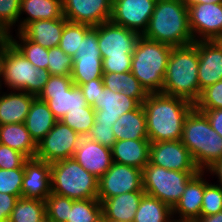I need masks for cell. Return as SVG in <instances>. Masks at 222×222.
I'll list each match as a JSON object with an SVG mask.
<instances>
[{
    "mask_svg": "<svg viewBox=\"0 0 222 222\" xmlns=\"http://www.w3.org/2000/svg\"><path fill=\"white\" fill-rule=\"evenodd\" d=\"M142 106L150 142L181 140L184 120L194 108L190 101L162 92L148 94Z\"/></svg>",
    "mask_w": 222,
    "mask_h": 222,
    "instance_id": "obj_1",
    "label": "cell"
},
{
    "mask_svg": "<svg viewBox=\"0 0 222 222\" xmlns=\"http://www.w3.org/2000/svg\"><path fill=\"white\" fill-rule=\"evenodd\" d=\"M142 36L172 47L193 44L188 7L182 0H157Z\"/></svg>",
    "mask_w": 222,
    "mask_h": 222,
    "instance_id": "obj_2",
    "label": "cell"
},
{
    "mask_svg": "<svg viewBox=\"0 0 222 222\" xmlns=\"http://www.w3.org/2000/svg\"><path fill=\"white\" fill-rule=\"evenodd\" d=\"M198 66L197 41L187 46L173 47L168 59L162 93L184 98L194 104L201 94Z\"/></svg>",
    "mask_w": 222,
    "mask_h": 222,
    "instance_id": "obj_3",
    "label": "cell"
},
{
    "mask_svg": "<svg viewBox=\"0 0 222 222\" xmlns=\"http://www.w3.org/2000/svg\"><path fill=\"white\" fill-rule=\"evenodd\" d=\"M172 48L140 36L132 53L131 73L148 94L162 92Z\"/></svg>",
    "mask_w": 222,
    "mask_h": 222,
    "instance_id": "obj_4",
    "label": "cell"
},
{
    "mask_svg": "<svg viewBox=\"0 0 222 222\" xmlns=\"http://www.w3.org/2000/svg\"><path fill=\"white\" fill-rule=\"evenodd\" d=\"M141 34L111 21L98 25V45L103 73L131 71L132 53Z\"/></svg>",
    "mask_w": 222,
    "mask_h": 222,
    "instance_id": "obj_5",
    "label": "cell"
},
{
    "mask_svg": "<svg viewBox=\"0 0 222 222\" xmlns=\"http://www.w3.org/2000/svg\"><path fill=\"white\" fill-rule=\"evenodd\" d=\"M181 141L202 171L222 158V137L212 129L207 117L195 108L184 120Z\"/></svg>",
    "mask_w": 222,
    "mask_h": 222,
    "instance_id": "obj_6",
    "label": "cell"
},
{
    "mask_svg": "<svg viewBox=\"0 0 222 222\" xmlns=\"http://www.w3.org/2000/svg\"><path fill=\"white\" fill-rule=\"evenodd\" d=\"M99 179L73 157L51 164V192L73 200L97 199Z\"/></svg>",
    "mask_w": 222,
    "mask_h": 222,
    "instance_id": "obj_7",
    "label": "cell"
},
{
    "mask_svg": "<svg viewBox=\"0 0 222 222\" xmlns=\"http://www.w3.org/2000/svg\"><path fill=\"white\" fill-rule=\"evenodd\" d=\"M50 77L49 71L35 67L9 40L6 43L1 89L24 91L38 96Z\"/></svg>",
    "mask_w": 222,
    "mask_h": 222,
    "instance_id": "obj_8",
    "label": "cell"
},
{
    "mask_svg": "<svg viewBox=\"0 0 222 222\" xmlns=\"http://www.w3.org/2000/svg\"><path fill=\"white\" fill-rule=\"evenodd\" d=\"M198 172L168 170L149 162L142 170L143 190L173 208L188 181Z\"/></svg>",
    "mask_w": 222,
    "mask_h": 222,
    "instance_id": "obj_9",
    "label": "cell"
},
{
    "mask_svg": "<svg viewBox=\"0 0 222 222\" xmlns=\"http://www.w3.org/2000/svg\"><path fill=\"white\" fill-rule=\"evenodd\" d=\"M37 98L48 104L58 121L71 110L83 109L88 105L82 89L73 84L71 76L50 75Z\"/></svg>",
    "mask_w": 222,
    "mask_h": 222,
    "instance_id": "obj_10",
    "label": "cell"
},
{
    "mask_svg": "<svg viewBox=\"0 0 222 222\" xmlns=\"http://www.w3.org/2000/svg\"><path fill=\"white\" fill-rule=\"evenodd\" d=\"M81 135L57 121L51 131L37 144L35 157L49 164L72 158Z\"/></svg>",
    "mask_w": 222,
    "mask_h": 222,
    "instance_id": "obj_11",
    "label": "cell"
},
{
    "mask_svg": "<svg viewBox=\"0 0 222 222\" xmlns=\"http://www.w3.org/2000/svg\"><path fill=\"white\" fill-rule=\"evenodd\" d=\"M133 191H144L142 170L113 162L99 178L97 199L102 203L107 198Z\"/></svg>",
    "mask_w": 222,
    "mask_h": 222,
    "instance_id": "obj_12",
    "label": "cell"
},
{
    "mask_svg": "<svg viewBox=\"0 0 222 222\" xmlns=\"http://www.w3.org/2000/svg\"><path fill=\"white\" fill-rule=\"evenodd\" d=\"M189 26L194 41H212L222 37V2L188 7Z\"/></svg>",
    "mask_w": 222,
    "mask_h": 222,
    "instance_id": "obj_13",
    "label": "cell"
},
{
    "mask_svg": "<svg viewBox=\"0 0 222 222\" xmlns=\"http://www.w3.org/2000/svg\"><path fill=\"white\" fill-rule=\"evenodd\" d=\"M157 0H118L112 4L110 21L126 29L143 34Z\"/></svg>",
    "mask_w": 222,
    "mask_h": 222,
    "instance_id": "obj_14",
    "label": "cell"
},
{
    "mask_svg": "<svg viewBox=\"0 0 222 222\" xmlns=\"http://www.w3.org/2000/svg\"><path fill=\"white\" fill-rule=\"evenodd\" d=\"M150 163L168 170L200 171L181 140L150 142Z\"/></svg>",
    "mask_w": 222,
    "mask_h": 222,
    "instance_id": "obj_15",
    "label": "cell"
},
{
    "mask_svg": "<svg viewBox=\"0 0 222 222\" xmlns=\"http://www.w3.org/2000/svg\"><path fill=\"white\" fill-rule=\"evenodd\" d=\"M63 16L71 22L97 26L110 21V0H62Z\"/></svg>",
    "mask_w": 222,
    "mask_h": 222,
    "instance_id": "obj_16",
    "label": "cell"
},
{
    "mask_svg": "<svg viewBox=\"0 0 222 222\" xmlns=\"http://www.w3.org/2000/svg\"><path fill=\"white\" fill-rule=\"evenodd\" d=\"M22 198L45 201L51 192V164L28 158L24 163Z\"/></svg>",
    "mask_w": 222,
    "mask_h": 222,
    "instance_id": "obj_17",
    "label": "cell"
},
{
    "mask_svg": "<svg viewBox=\"0 0 222 222\" xmlns=\"http://www.w3.org/2000/svg\"><path fill=\"white\" fill-rule=\"evenodd\" d=\"M140 105L141 103L135 98L105 88L92 106L95 110V123L113 125L120 116L136 110Z\"/></svg>",
    "mask_w": 222,
    "mask_h": 222,
    "instance_id": "obj_18",
    "label": "cell"
},
{
    "mask_svg": "<svg viewBox=\"0 0 222 222\" xmlns=\"http://www.w3.org/2000/svg\"><path fill=\"white\" fill-rule=\"evenodd\" d=\"M207 177V172L200 170L188 181L180 200L172 208L173 218L188 221L200 218L204 188L209 181Z\"/></svg>",
    "mask_w": 222,
    "mask_h": 222,
    "instance_id": "obj_19",
    "label": "cell"
},
{
    "mask_svg": "<svg viewBox=\"0 0 222 222\" xmlns=\"http://www.w3.org/2000/svg\"><path fill=\"white\" fill-rule=\"evenodd\" d=\"M73 158L98 179L105 174L113 163L111 148L103 146L86 136L81 137Z\"/></svg>",
    "mask_w": 222,
    "mask_h": 222,
    "instance_id": "obj_20",
    "label": "cell"
},
{
    "mask_svg": "<svg viewBox=\"0 0 222 222\" xmlns=\"http://www.w3.org/2000/svg\"><path fill=\"white\" fill-rule=\"evenodd\" d=\"M200 91L222 80V45L217 40L197 41Z\"/></svg>",
    "mask_w": 222,
    "mask_h": 222,
    "instance_id": "obj_21",
    "label": "cell"
},
{
    "mask_svg": "<svg viewBox=\"0 0 222 222\" xmlns=\"http://www.w3.org/2000/svg\"><path fill=\"white\" fill-rule=\"evenodd\" d=\"M35 98L24 91L7 89L2 92L0 88V125L25 123Z\"/></svg>",
    "mask_w": 222,
    "mask_h": 222,
    "instance_id": "obj_22",
    "label": "cell"
},
{
    "mask_svg": "<svg viewBox=\"0 0 222 222\" xmlns=\"http://www.w3.org/2000/svg\"><path fill=\"white\" fill-rule=\"evenodd\" d=\"M67 21L64 16L53 20H36L28 23L20 32L34 43L50 49L59 46Z\"/></svg>",
    "mask_w": 222,
    "mask_h": 222,
    "instance_id": "obj_23",
    "label": "cell"
},
{
    "mask_svg": "<svg viewBox=\"0 0 222 222\" xmlns=\"http://www.w3.org/2000/svg\"><path fill=\"white\" fill-rule=\"evenodd\" d=\"M144 191L126 192L107 198L102 204V220L133 222Z\"/></svg>",
    "mask_w": 222,
    "mask_h": 222,
    "instance_id": "obj_24",
    "label": "cell"
},
{
    "mask_svg": "<svg viewBox=\"0 0 222 222\" xmlns=\"http://www.w3.org/2000/svg\"><path fill=\"white\" fill-rule=\"evenodd\" d=\"M112 150L113 162L139 168L150 162V140H118Z\"/></svg>",
    "mask_w": 222,
    "mask_h": 222,
    "instance_id": "obj_25",
    "label": "cell"
},
{
    "mask_svg": "<svg viewBox=\"0 0 222 222\" xmlns=\"http://www.w3.org/2000/svg\"><path fill=\"white\" fill-rule=\"evenodd\" d=\"M62 16V0H21L18 32L32 21L53 20Z\"/></svg>",
    "mask_w": 222,
    "mask_h": 222,
    "instance_id": "obj_26",
    "label": "cell"
},
{
    "mask_svg": "<svg viewBox=\"0 0 222 222\" xmlns=\"http://www.w3.org/2000/svg\"><path fill=\"white\" fill-rule=\"evenodd\" d=\"M113 131L116 141L118 140H149L146 116L142 104L131 110L113 124Z\"/></svg>",
    "mask_w": 222,
    "mask_h": 222,
    "instance_id": "obj_27",
    "label": "cell"
},
{
    "mask_svg": "<svg viewBox=\"0 0 222 222\" xmlns=\"http://www.w3.org/2000/svg\"><path fill=\"white\" fill-rule=\"evenodd\" d=\"M57 121L48 104L36 97L31 104L25 125L31 138L38 144L51 131Z\"/></svg>",
    "mask_w": 222,
    "mask_h": 222,
    "instance_id": "obj_28",
    "label": "cell"
},
{
    "mask_svg": "<svg viewBox=\"0 0 222 222\" xmlns=\"http://www.w3.org/2000/svg\"><path fill=\"white\" fill-rule=\"evenodd\" d=\"M0 143L21 152L27 158H35L37 144L25 123L0 125Z\"/></svg>",
    "mask_w": 222,
    "mask_h": 222,
    "instance_id": "obj_29",
    "label": "cell"
},
{
    "mask_svg": "<svg viewBox=\"0 0 222 222\" xmlns=\"http://www.w3.org/2000/svg\"><path fill=\"white\" fill-rule=\"evenodd\" d=\"M102 80L105 88L135 98L141 104L148 96L146 90L131 71L124 73H103Z\"/></svg>",
    "mask_w": 222,
    "mask_h": 222,
    "instance_id": "obj_30",
    "label": "cell"
},
{
    "mask_svg": "<svg viewBox=\"0 0 222 222\" xmlns=\"http://www.w3.org/2000/svg\"><path fill=\"white\" fill-rule=\"evenodd\" d=\"M172 208L158 198L144 194L139 203L133 222H169Z\"/></svg>",
    "mask_w": 222,
    "mask_h": 222,
    "instance_id": "obj_31",
    "label": "cell"
},
{
    "mask_svg": "<svg viewBox=\"0 0 222 222\" xmlns=\"http://www.w3.org/2000/svg\"><path fill=\"white\" fill-rule=\"evenodd\" d=\"M10 34L11 43L28 59L35 67L48 71V48L42 47L27 39L21 32Z\"/></svg>",
    "mask_w": 222,
    "mask_h": 222,
    "instance_id": "obj_32",
    "label": "cell"
},
{
    "mask_svg": "<svg viewBox=\"0 0 222 222\" xmlns=\"http://www.w3.org/2000/svg\"><path fill=\"white\" fill-rule=\"evenodd\" d=\"M46 216L45 201L19 198L8 222H40Z\"/></svg>",
    "mask_w": 222,
    "mask_h": 222,
    "instance_id": "obj_33",
    "label": "cell"
},
{
    "mask_svg": "<svg viewBox=\"0 0 222 222\" xmlns=\"http://www.w3.org/2000/svg\"><path fill=\"white\" fill-rule=\"evenodd\" d=\"M102 204L98 199L74 200L67 222H102Z\"/></svg>",
    "mask_w": 222,
    "mask_h": 222,
    "instance_id": "obj_34",
    "label": "cell"
},
{
    "mask_svg": "<svg viewBox=\"0 0 222 222\" xmlns=\"http://www.w3.org/2000/svg\"><path fill=\"white\" fill-rule=\"evenodd\" d=\"M102 59L73 58L71 79L73 84L80 86L94 79H102Z\"/></svg>",
    "mask_w": 222,
    "mask_h": 222,
    "instance_id": "obj_35",
    "label": "cell"
},
{
    "mask_svg": "<svg viewBox=\"0 0 222 222\" xmlns=\"http://www.w3.org/2000/svg\"><path fill=\"white\" fill-rule=\"evenodd\" d=\"M91 27L87 24L67 21L64 25L59 47L67 55L74 57L78 47L81 45V41Z\"/></svg>",
    "mask_w": 222,
    "mask_h": 222,
    "instance_id": "obj_36",
    "label": "cell"
},
{
    "mask_svg": "<svg viewBox=\"0 0 222 222\" xmlns=\"http://www.w3.org/2000/svg\"><path fill=\"white\" fill-rule=\"evenodd\" d=\"M81 136H86L95 123V110L87 105L83 109L71 110L61 120Z\"/></svg>",
    "mask_w": 222,
    "mask_h": 222,
    "instance_id": "obj_37",
    "label": "cell"
},
{
    "mask_svg": "<svg viewBox=\"0 0 222 222\" xmlns=\"http://www.w3.org/2000/svg\"><path fill=\"white\" fill-rule=\"evenodd\" d=\"M73 199L51 193L45 200L46 216L54 222H67Z\"/></svg>",
    "mask_w": 222,
    "mask_h": 222,
    "instance_id": "obj_38",
    "label": "cell"
},
{
    "mask_svg": "<svg viewBox=\"0 0 222 222\" xmlns=\"http://www.w3.org/2000/svg\"><path fill=\"white\" fill-rule=\"evenodd\" d=\"M48 71L50 75L71 76L73 57L59 46L48 49Z\"/></svg>",
    "mask_w": 222,
    "mask_h": 222,
    "instance_id": "obj_39",
    "label": "cell"
},
{
    "mask_svg": "<svg viewBox=\"0 0 222 222\" xmlns=\"http://www.w3.org/2000/svg\"><path fill=\"white\" fill-rule=\"evenodd\" d=\"M24 168H0V192L21 198Z\"/></svg>",
    "mask_w": 222,
    "mask_h": 222,
    "instance_id": "obj_40",
    "label": "cell"
},
{
    "mask_svg": "<svg viewBox=\"0 0 222 222\" xmlns=\"http://www.w3.org/2000/svg\"><path fill=\"white\" fill-rule=\"evenodd\" d=\"M212 183L205 185L200 216L215 215L222 211V188Z\"/></svg>",
    "mask_w": 222,
    "mask_h": 222,
    "instance_id": "obj_41",
    "label": "cell"
},
{
    "mask_svg": "<svg viewBox=\"0 0 222 222\" xmlns=\"http://www.w3.org/2000/svg\"><path fill=\"white\" fill-rule=\"evenodd\" d=\"M196 110L222 109V80L203 89L194 103Z\"/></svg>",
    "mask_w": 222,
    "mask_h": 222,
    "instance_id": "obj_42",
    "label": "cell"
},
{
    "mask_svg": "<svg viewBox=\"0 0 222 222\" xmlns=\"http://www.w3.org/2000/svg\"><path fill=\"white\" fill-rule=\"evenodd\" d=\"M20 3L21 0H0V24L10 33L13 29L18 32Z\"/></svg>",
    "mask_w": 222,
    "mask_h": 222,
    "instance_id": "obj_43",
    "label": "cell"
},
{
    "mask_svg": "<svg viewBox=\"0 0 222 222\" xmlns=\"http://www.w3.org/2000/svg\"><path fill=\"white\" fill-rule=\"evenodd\" d=\"M73 58L102 59L98 45V25L87 31Z\"/></svg>",
    "mask_w": 222,
    "mask_h": 222,
    "instance_id": "obj_44",
    "label": "cell"
},
{
    "mask_svg": "<svg viewBox=\"0 0 222 222\" xmlns=\"http://www.w3.org/2000/svg\"><path fill=\"white\" fill-rule=\"evenodd\" d=\"M27 159L21 152L0 143L1 169L24 168V163Z\"/></svg>",
    "mask_w": 222,
    "mask_h": 222,
    "instance_id": "obj_45",
    "label": "cell"
},
{
    "mask_svg": "<svg viewBox=\"0 0 222 222\" xmlns=\"http://www.w3.org/2000/svg\"><path fill=\"white\" fill-rule=\"evenodd\" d=\"M86 137L109 148L116 142L113 125L94 123Z\"/></svg>",
    "mask_w": 222,
    "mask_h": 222,
    "instance_id": "obj_46",
    "label": "cell"
},
{
    "mask_svg": "<svg viewBox=\"0 0 222 222\" xmlns=\"http://www.w3.org/2000/svg\"><path fill=\"white\" fill-rule=\"evenodd\" d=\"M82 89L83 95L88 105L93 106L95 100H98L100 92H103L105 87L102 79H94L88 83L79 86Z\"/></svg>",
    "mask_w": 222,
    "mask_h": 222,
    "instance_id": "obj_47",
    "label": "cell"
},
{
    "mask_svg": "<svg viewBox=\"0 0 222 222\" xmlns=\"http://www.w3.org/2000/svg\"><path fill=\"white\" fill-rule=\"evenodd\" d=\"M18 199L15 195L0 192V222H8Z\"/></svg>",
    "mask_w": 222,
    "mask_h": 222,
    "instance_id": "obj_48",
    "label": "cell"
},
{
    "mask_svg": "<svg viewBox=\"0 0 222 222\" xmlns=\"http://www.w3.org/2000/svg\"><path fill=\"white\" fill-rule=\"evenodd\" d=\"M208 119L212 129L222 137V109L198 110Z\"/></svg>",
    "mask_w": 222,
    "mask_h": 222,
    "instance_id": "obj_49",
    "label": "cell"
},
{
    "mask_svg": "<svg viewBox=\"0 0 222 222\" xmlns=\"http://www.w3.org/2000/svg\"><path fill=\"white\" fill-rule=\"evenodd\" d=\"M207 174L212 177L217 178V182H215L219 187L222 188V158L215 161L210 167H208L206 170ZM213 175V176H211Z\"/></svg>",
    "mask_w": 222,
    "mask_h": 222,
    "instance_id": "obj_50",
    "label": "cell"
},
{
    "mask_svg": "<svg viewBox=\"0 0 222 222\" xmlns=\"http://www.w3.org/2000/svg\"><path fill=\"white\" fill-rule=\"evenodd\" d=\"M195 222H222V211L215 215L200 216Z\"/></svg>",
    "mask_w": 222,
    "mask_h": 222,
    "instance_id": "obj_51",
    "label": "cell"
},
{
    "mask_svg": "<svg viewBox=\"0 0 222 222\" xmlns=\"http://www.w3.org/2000/svg\"><path fill=\"white\" fill-rule=\"evenodd\" d=\"M10 32L0 24V48L10 40Z\"/></svg>",
    "mask_w": 222,
    "mask_h": 222,
    "instance_id": "obj_52",
    "label": "cell"
},
{
    "mask_svg": "<svg viewBox=\"0 0 222 222\" xmlns=\"http://www.w3.org/2000/svg\"><path fill=\"white\" fill-rule=\"evenodd\" d=\"M182 2L187 6H193L196 4H204V3H221L222 0H182Z\"/></svg>",
    "mask_w": 222,
    "mask_h": 222,
    "instance_id": "obj_53",
    "label": "cell"
},
{
    "mask_svg": "<svg viewBox=\"0 0 222 222\" xmlns=\"http://www.w3.org/2000/svg\"><path fill=\"white\" fill-rule=\"evenodd\" d=\"M5 55H6V44L0 48V88H1L2 78H3Z\"/></svg>",
    "mask_w": 222,
    "mask_h": 222,
    "instance_id": "obj_54",
    "label": "cell"
},
{
    "mask_svg": "<svg viewBox=\"0 0 222 222\" xmlns=\"http://www.w3.org/2000/svg\"><path fill=\"white\" fill-rule=\"evenodd\" d=\"M169 222H195V221H188V220H181V219L172 218Z\"/></svg>",
    "mask_w": 222,
    "mask_h": 222,
    "instance_id": "obj_55",
    "label": "cell"
},
{
    "mask_svg": "<svg viewBox=\"0 0 222 222\" xmlns=\"http://www.w3.org/2000/svg\"><path fill=\"white\" fill-rule=\"evenodd\" d=\"M40 222H54V221H52L50 218L45 216Z\"/></svg>",
    "mask_w": 222,
    "mask_h": 222,
    "instance_id": "obj_56",
    "label": "cell"
},
{
    "mask_svg": "<svg viewBox=\"0 0 222 222\" xmlns=\"http://www.w3.org/2000/svg\"><path fill=\"white\" fill-rule=\"evenodd\" d=\"M102 222H126V221H112V220H102Z\"/></svg>",
    "mask_w": 222,
    "mask_h": 222,
    "instance_id": "obj_57",
    "label": "cell"
},
{
    "mask_svg": "<svg viewBox=\"0 0 222 222\" xmlns=\"http://www.w3.org/2000/svg\"><path fill=\"white\" fill-rule=\"evenodd\" d=\"M222 45V37L217 40Z\"/></svg>",
    "mask_w": 222,
    "mask_h": 222,
    "instance_id": "obj_58",
    "label": "cell"
},
{
    "mask_svg": "<svg viewBox=\"0 0 222 222\" xmlns=\"http://www.w3.org/2000/svg\"><path fill=\"white\" fill-rule=\"evenodd\" d=\"M111 1V4H113L114 2L118 1V0H110Z\"/></svg>",
    "mask_w": 222,
    "mask_h": 222,
    "instance_id": "obj_59",
    "label": "cell"
}]
</instances>
